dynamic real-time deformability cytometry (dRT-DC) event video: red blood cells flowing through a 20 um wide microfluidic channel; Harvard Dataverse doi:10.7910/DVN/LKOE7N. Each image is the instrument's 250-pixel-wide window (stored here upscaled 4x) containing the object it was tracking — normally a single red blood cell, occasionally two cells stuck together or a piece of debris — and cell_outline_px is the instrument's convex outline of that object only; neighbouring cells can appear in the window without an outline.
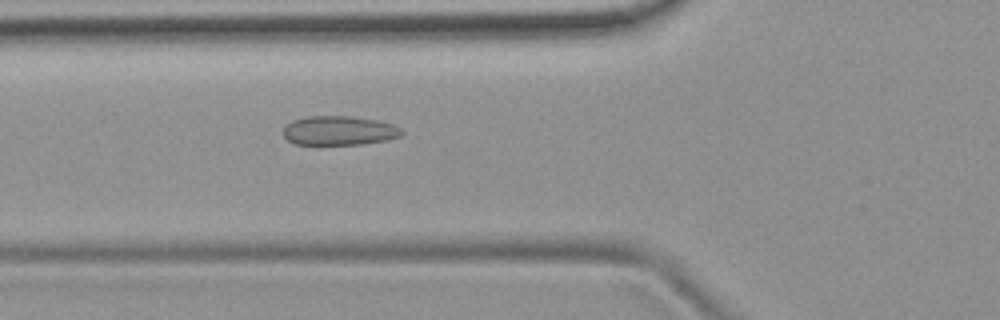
{"species": "common noctule bat (a hibernating species)", "species_latin": "Nyctalus noctula", "temperature_condition": "room temperature", "stored_images_in_passage": 27, "camera_frame_rate_fps": 3000, "um_per_image_px": 0.085, "animal": {"sex": "female", "body_mass_g": 19.9}, "frame": {"image": 1, "passage_image": 3, "time_ms": 0.667, "image_size_px": [1000, 320], "cell_outline_px": [[404, 132], [400, 136], [388, 140], [364, 144], [296, 144], [288, 140], [284, 136], [284, 128], [292, 120], [308, 116], [352, 116], [376, 120], [392, 124], [400, 128]], "centroid_in_image_um": [28.85, 11.1], "position_along_channel_um": 97.0, "area_um2": 20.11}}
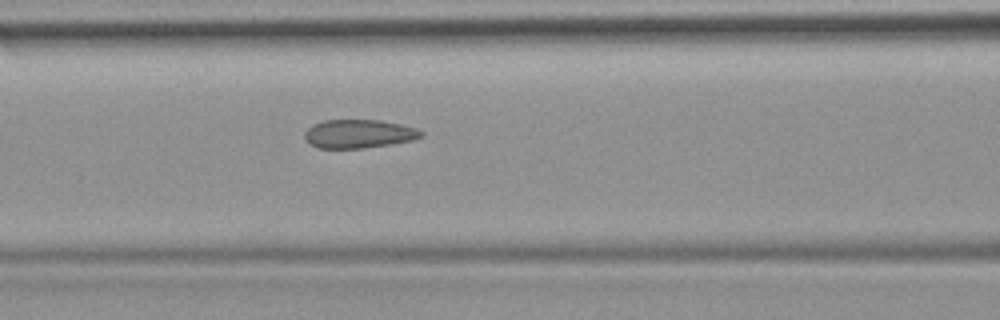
{"frame": {"image": 2, "passage_image": 6, "time_ms": 1.667, "image_size_px": [1000, 320], "cell_outline_px": [[424, 132], [420, 136], [412, 140], [364, 148], [316, 148], [304, 136], [304, 132], [312, 124], [324, 120], [380, 120], [400, 124], [416, 128]], "centroid_in_image_um": [30.47, 11.36], "position_along_channel_um": 136.1, "area_um2": 19.19}}
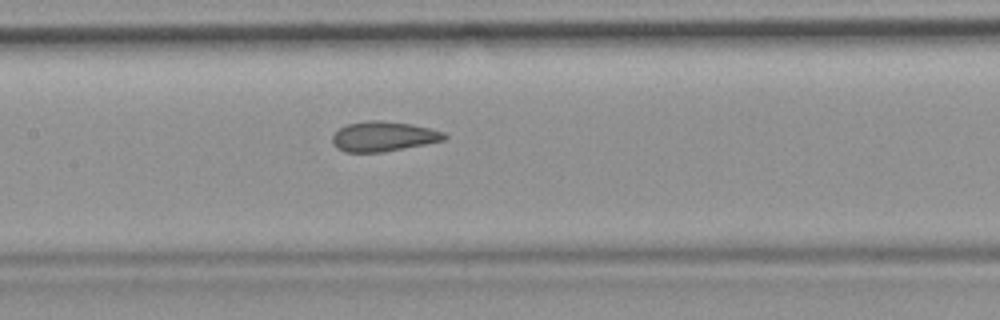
{"frame": {"image": 3, "passage_image": 9, "time_ms": 2.667, "image_size_px": [1000, 320], "cell_outline_px": [[448, 136], [444, 140], [424, 144], [380, 152], [344, 152], [336, 148], [332, 144], [332, 136], [340, 128], [348, 124], [368, 120], [380, 120], [412, 124], [432, 128], [444, 132]], "centroid_in_image_um": [32.58, 11.59], "position_along_channel_um": 174.8, "area_um2": 19.48}, "authors_computed_cell_mechanics": {"area_um2": 19.1318, "velocity_mm_per_s": 3.889, "shape_relaxation_time_tau1_ms": null, "shape_relaxation_time_tau2_ms": 1.506, "deformation_change_tau1": null, "deformation_change_tau2": 0.063}}